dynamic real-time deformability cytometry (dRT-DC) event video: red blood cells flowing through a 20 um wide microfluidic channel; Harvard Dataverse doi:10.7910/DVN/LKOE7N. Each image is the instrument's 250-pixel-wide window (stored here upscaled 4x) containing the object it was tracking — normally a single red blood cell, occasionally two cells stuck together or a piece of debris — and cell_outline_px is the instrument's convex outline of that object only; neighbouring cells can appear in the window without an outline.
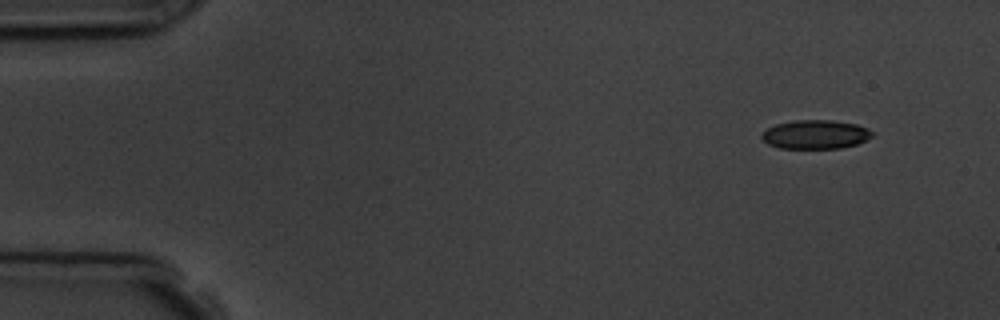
{"species": "common noctule bat (a hibernating species)", "species_latin": "Nyctalus noctula", "temperature_condition": "room temperature", "stored_images_in_passage": 4, "camera_frame_rate_fps": 3000, "um_per_image_px": 0.085, "animal": {"sex": "male", "body_mass_g": 19.5, "forearm_length_mm": 54.6}, "frame": {"image": 1, "passage_image": 1, "time_ms": 0.0, "image_size_px": [1000, 320], "cell_outline_px": [[876, 132], [872, 136], [856, 144], [840, 148], [780, 148], [768, 144], [760, 136], [768, 128], [776, 124], [796, 120], [832, 120], [856, 124], [868, 128]], "centroid_in_image_um": [69.34, 11.42], "position_along_channel_um": 15.7, "area_um2": 18.5}}
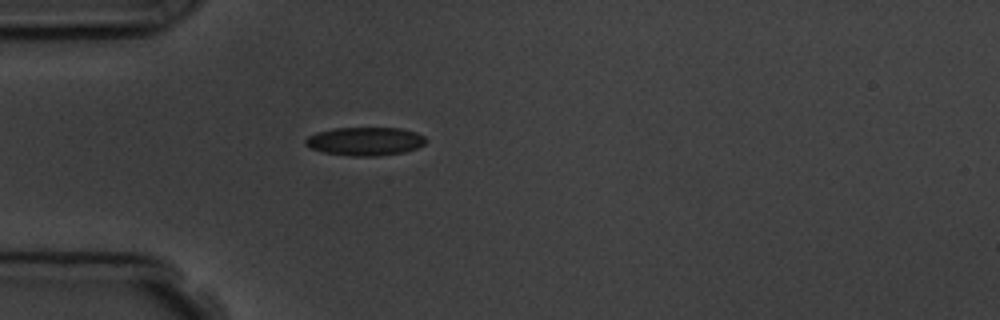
{"frame": {"image": 2, "passage_image": 4, "time_ms": 3.667, "image_size_px": [1000, 320], "cell_outline_px": [[428, 140], [424, 144], [416, 148], [404, 152], [376, 156], [352, 156], [324, 152], [312, 148], [304, 144], [304, 140], [308, 136], [316, 132], [332, 128], [400, 128], [416, 132], [424, 136]], "centroid_in_image_um": [31.03, 12.0], "position_along_channel_um": 54.0, "area_um2": 19.94}}